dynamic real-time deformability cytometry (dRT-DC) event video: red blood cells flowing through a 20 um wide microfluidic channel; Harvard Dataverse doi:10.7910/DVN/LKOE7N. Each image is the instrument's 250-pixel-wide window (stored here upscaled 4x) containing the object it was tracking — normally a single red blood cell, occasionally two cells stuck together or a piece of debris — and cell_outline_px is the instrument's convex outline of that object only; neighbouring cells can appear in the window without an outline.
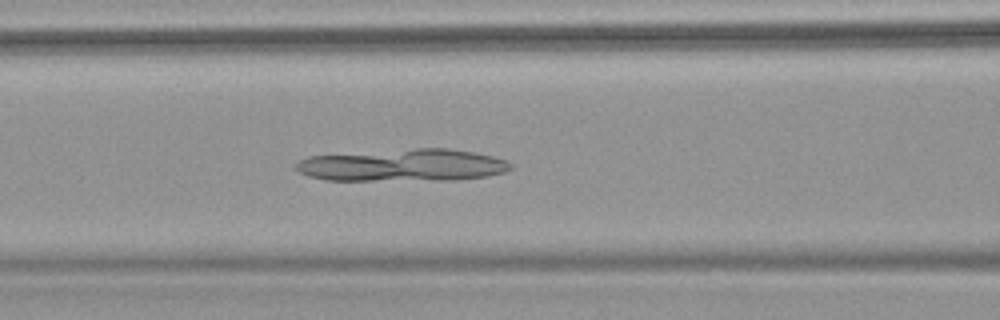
{"species": "common noctule bat (a hibernating species)", "species_latin": "Nyctalus noctula", "temperature_condition": "warm", "stored_images_in_passage": 48, "camera_frame_rate_fps": 3000, "um_per_image_px": 0.085, "animal": {"sex": "female", "body_mass_g": 18.4}, "frame": {"image": 1, "passage_image": 8, "time_ms": 2.333, "image_size_px": [1000, 320], "cell_outline_px": [[512, 168], [504, 172], [488, 176], [456, 180], [324, 180], [308, 176], [296, 172], [296, 164], [300, 160], [308, 156], [416, 148], [448, 148], [476, 152], [508, 160], [512, 164]], "centroid_in_image_um": [34.27, 14.05], "position_along_channel_um": 132.3, "area_um2": 40.69}}
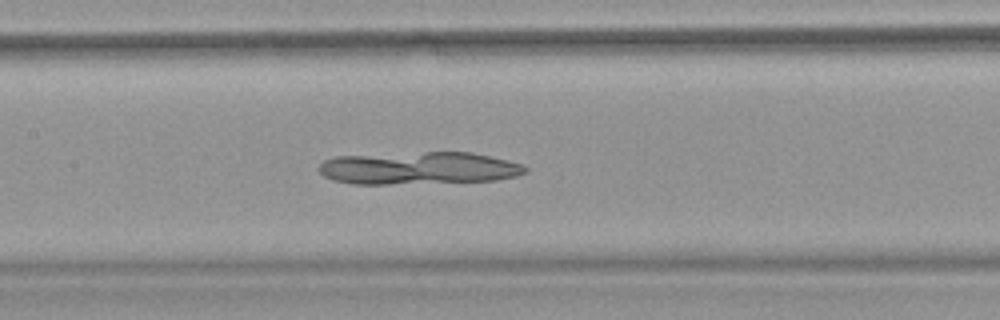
{"frame": {"image": 2, "passage_image": 12, "time_ms": 3.667, "image_size_px": [1000, 320], "cell_outline_px": [[528, 172], [516, 176], [496, 180], [388, 184], [352, 184], [332, 180], [324, 176], [316, 168], [324, 160], [336, 156], [424, 152], [472, 152], [520, 164], [528, 168]], "centroid_in_image_um": [35.53, 14.29], "position_along_channel_um": 171.9, "area_um2": 39.02}}
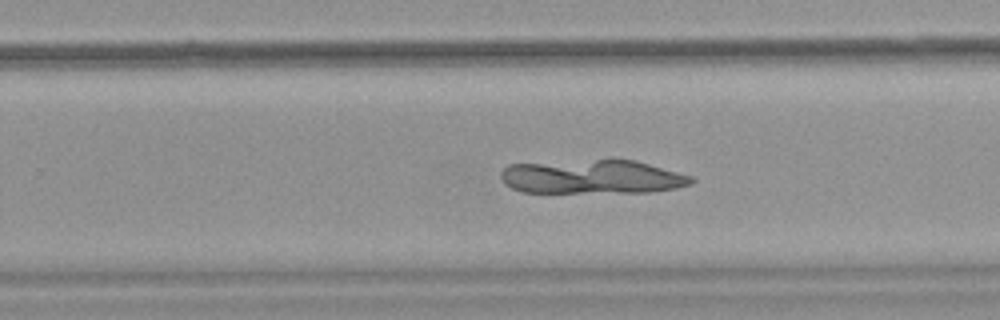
{"frame": {"image": 3, "passage_image": 23, "time_ms": 7.333, "image_size_px": [1000, 320], "cell_outline_px": [[696, 180], [692, 184], [676, 188], [652, 192], [524, 192], [512, 188], [504, 184], [500, 180], [500, 172], [508, 164], [612, 156], [636, 160], [692, 176]], "centroid_in_image_um": [50.33, 14.98], "position_along_channel_um": 279.5, "area_um2": 39.3}}